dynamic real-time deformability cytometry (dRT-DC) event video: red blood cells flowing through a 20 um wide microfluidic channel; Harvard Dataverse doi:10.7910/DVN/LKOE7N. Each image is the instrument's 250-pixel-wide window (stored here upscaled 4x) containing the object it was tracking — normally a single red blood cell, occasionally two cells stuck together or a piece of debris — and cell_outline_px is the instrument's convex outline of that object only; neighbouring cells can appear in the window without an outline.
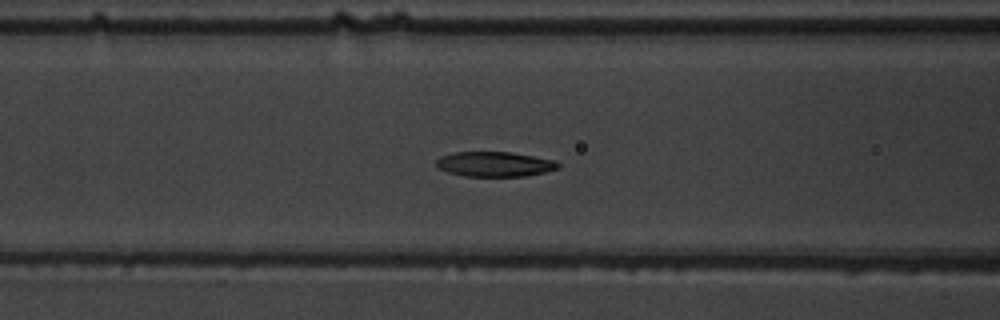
{"species": "common noctule bat (a hibernating species)", "species_latin": "Nyctalus noctula", "temperature_condition": "warm", "stored_images_in_passage": 45, "camera_frame_rate_fps": 3000, "um_per_image_px": 0.085, "animal": {"sex": "male", "body_mass_g": 19.5, "forearm_length_mm": 54.6}, "frame": {"image": 1, "passage_image": 12, "time_ms": 3.667, "image_size_px": [1000, 320], "cell_outline_px": [[560, 168], [544, 172], [524, 176], [464, 176], [448, 172], [436, 168], [436, 160], [440, 156], [452, 152], [512, 152], [556, 160], [560, 164]], "centroid_in_image_um": [42.03, 13.94], "position_along_channel_um": 124.6, "area_um2": 17.86}}
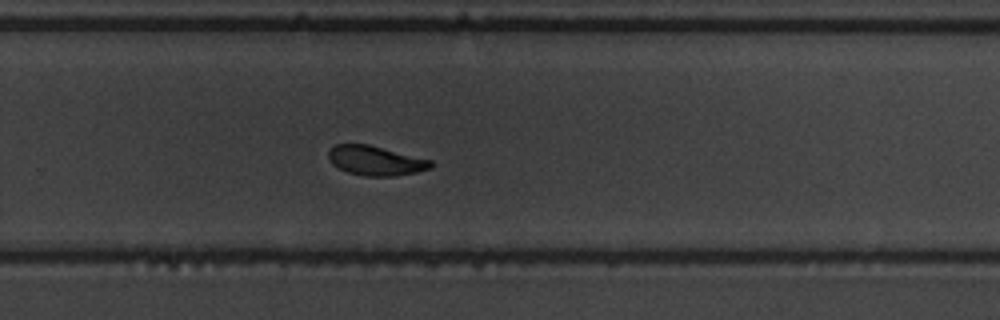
{"frame": {"image": 2, "passage_image": 26, "time_ms": 8.333, "image_size_px": [1000, 320], "cell_outline_px": [[432, 168], [416, 172], [396, 176], [364, 176], [348, 172], [332, 164], [328, 156], [328, 152], [336, 144], [368, 144], [432, 160]], "centroid_in_image_um": [31.94, 13.66], "position_along_channel_um": 297.9, "area_um2": 17.51}}
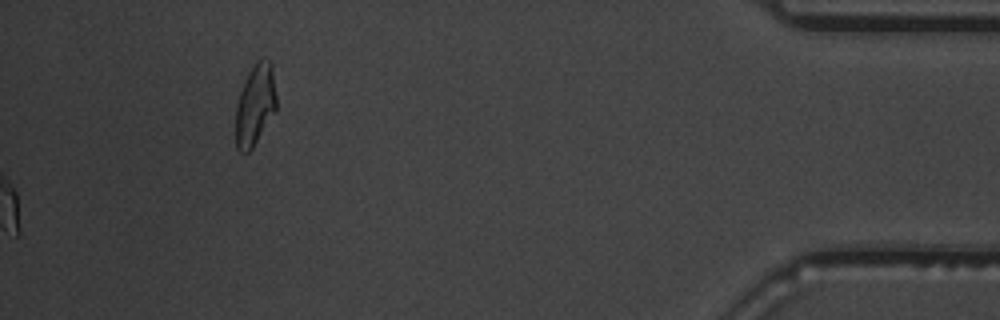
{"frame": {"image": 3, "passage_image": 45, "time_ms": 14.667, "image_size_px": [1000, 320], "cell_outline_px": [[276, 108], [252, 148], [248, 152], [240, 152], [236, 148], [236, 108], [240, 92], [248, 72], [256, 60], [268, 60], [272, 64], [276, 96]], "centroid_in_image_um": [21.68, 8.9], "position_along_channel_um": 413.5, "area_um2": 18.9}, "authors_computed_cell_mechanics": {"area_um2": 18.3226, "velocity_mm_per_s": 3.7228, "shape_relaxation_time_tau1_ms": 4.2924, "shape_relaxation_time_tau2_ms": 4.6013, "deformation_change_tau1": 0.1674, "deformation_change_tau2": 0.1068}}